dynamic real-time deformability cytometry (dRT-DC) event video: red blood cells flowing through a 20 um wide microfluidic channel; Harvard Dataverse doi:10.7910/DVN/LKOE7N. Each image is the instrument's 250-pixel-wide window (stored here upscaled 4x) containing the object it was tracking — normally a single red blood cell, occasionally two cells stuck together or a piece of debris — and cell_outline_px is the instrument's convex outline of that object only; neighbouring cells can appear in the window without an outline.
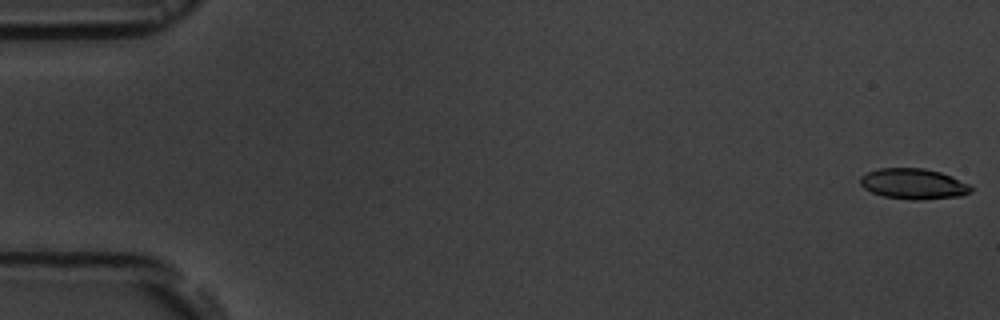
{"species": "common noctule bat (a hibernating species)", "species_latin": "Nyctalus noctula", "temperature_condition": "room temperature", "stored_images_in_passage": 5, "camera_frame_rate_fps": 3000, "um_per_image_px": 0.085, "animal": {"sex": "male", "body_mass_g": 19.5, "forearm_length_mm": 54.6}, "frame": {"image": 1, "passage_image": 1, "time_ms": 0.0, "image_size_px": [1000, 320], "cell_outline_px": [[972, 192], [960, 196], [920, 200], [912, 200], [884, 196], [872, 192], [864, 188], [860, 184], [860, 176], [868, 172], [880, 168], [924, 168], [940, 172], [952, 176], [968, 184], [972, 188]], "centroid_in_image_um": [77.64, 15.63], "position_along_channel_um": 7.4, "area_um2": 19.71}}
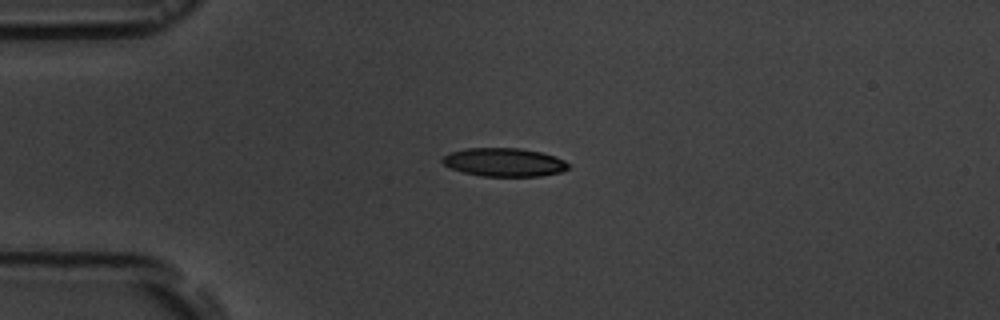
{"frame": {"image": 2, "passage_image": 4, "time_ms": 4.333, "image_size_px": [1000, 320], "cell_outline_px": [[572, 168], [560, 172], [540, 176], [480, 176], [464, 172], [452, 168], [444, 164], [440, 160], [444, 156], [452, 152], [464, 148], [520, 148], [540, 152], [556, 156], [564, 160]], "centroid_in_image_um": [42.88, 13.79], "position_along_channel_um": 42.1, "area_um2": 20.87}}